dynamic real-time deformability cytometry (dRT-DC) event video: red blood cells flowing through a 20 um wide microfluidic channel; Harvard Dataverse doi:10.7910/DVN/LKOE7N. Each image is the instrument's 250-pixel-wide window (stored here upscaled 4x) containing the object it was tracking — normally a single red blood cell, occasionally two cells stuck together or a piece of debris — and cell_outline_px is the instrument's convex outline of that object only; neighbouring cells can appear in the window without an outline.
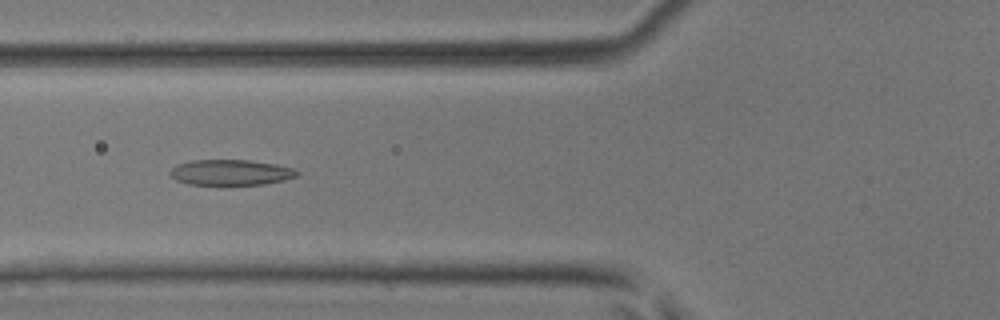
{"species": "common noctule bat (a hibernating species)", "species_latin": "Nyctalus noctula", "temperature_condition": "room temperature", "stored_images_in_passage": 14, "camera_frame_rate_fps": 3000, "um_per_image_px": 0.085, "animal": {"sex": "male", "body_mass_g": 17.9, "forearm_length_mm": 54.2}, "frame": {"image": 1, "passage_image": 7, "time_ms": 2.0, "image_size_px": [1000, 320], "cell_outline_px": [[300, 172], [296, 176], [284, 180], [264, 184], [188, 184], [176, 180], [168, 172], [176, 164], [192, 160], [248, 160], [276, 164], [292, 168]], "centroid_in_image_um": [19.59, 14.64], "position_along_channel_um": 106.2, "area_um2": 18.79}}
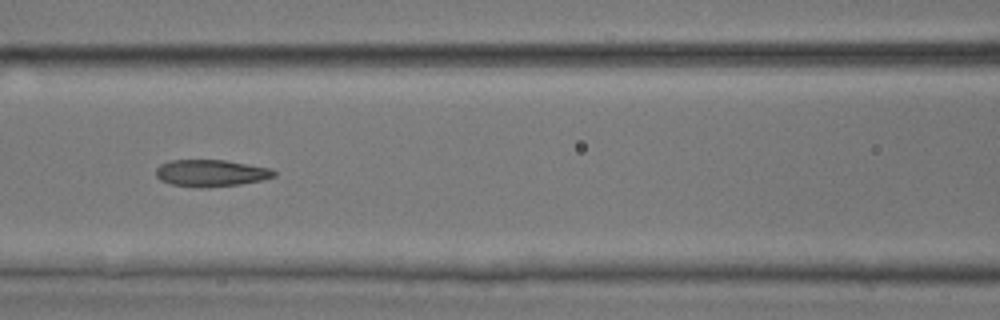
{"frame": {"image": 2, "passage_image": 10, "time_ms": 3.0, "image_size_px": [1000, 320], "cell_outline_px": [[276, 176], [264, 180], [240, 184], [208, 188], [200, 188], [172, 184], [160, 180], [156, 176], [156, 168], [160, 164], [168, 160], [224, 160], [272, 168], [276, 172]], "centroid_in_image_um": [17.95, 14.71], "position_along_channel_um": 148.7, "area_um2": 18.73}}